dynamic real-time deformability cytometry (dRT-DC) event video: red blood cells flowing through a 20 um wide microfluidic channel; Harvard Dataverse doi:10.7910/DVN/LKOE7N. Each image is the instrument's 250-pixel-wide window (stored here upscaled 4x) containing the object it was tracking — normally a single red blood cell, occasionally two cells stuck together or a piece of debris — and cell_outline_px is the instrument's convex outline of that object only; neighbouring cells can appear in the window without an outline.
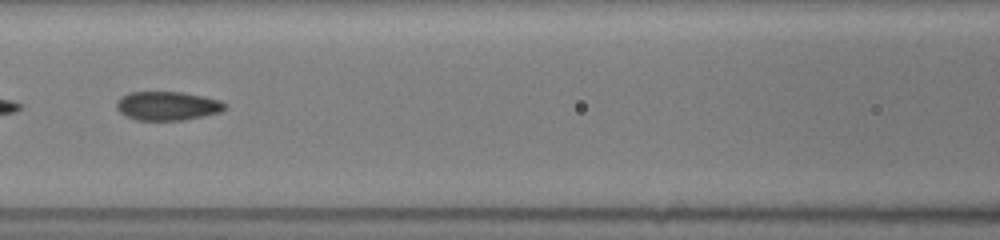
{"species": "common noctule bat (a hibernating species)", "species_latin": "Nyctalus noctula", "temperature_condition": "room temperature", "stored_images_in_passage": 17, "segment_of_instrument_passage": [2, 2], "camera_frame_rate_fps": 3000, "um_per_image_px": 0.085, "animal": {"sex": "female", "body_mass_g": 19.5, "forearm_length_mm": 54.1}, "frame": {"image": 1, "passage_image": 16, "time_ms": 8.0, "image_size_px": [1000, 240], "cell_outline_px": [[228, 108], [220, 112], [184, 120], [136, 120], [120, 112], [116, 108], [116, 100], [120, 96], [128, 92], [184, 92], [204, 96], [220, 100], [228, 104]], "centroid_in_image_um": [14.25, 8.99], "position_along_channel_um": 152.4, "area_um2": 18.44}}